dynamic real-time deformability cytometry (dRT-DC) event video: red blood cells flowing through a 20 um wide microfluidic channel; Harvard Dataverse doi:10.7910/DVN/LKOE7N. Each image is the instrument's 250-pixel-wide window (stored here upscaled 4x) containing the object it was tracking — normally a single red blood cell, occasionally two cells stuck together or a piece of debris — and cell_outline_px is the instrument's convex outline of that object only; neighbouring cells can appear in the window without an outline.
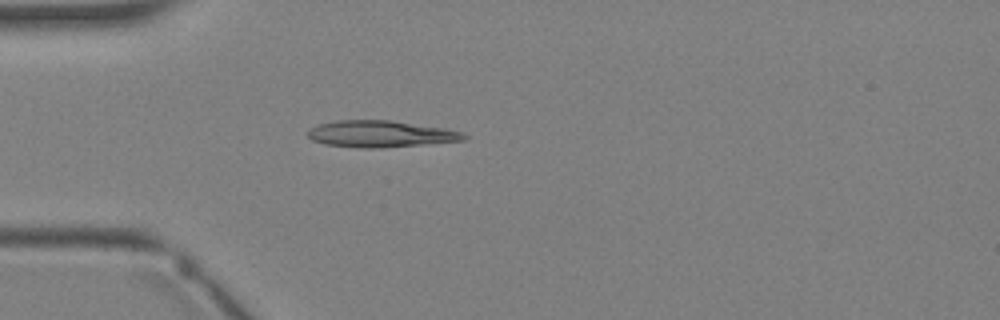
{"species": "Egyptian fruit bat (a non-hibernating species)", "species_latin": "Rousettus aegyptiacus", "temperature_condition": "warm", "stored_images_in_passage": 1, "camera_frame_rate_fps": 3000, "um_per_image_px": 0.085, "animal": {"sex": "female"}, "frame": {"image": 1, "passage_image": 1, "time_ms": 0.0, "image_size_px": [1000, 320], "cell_outline_px": [[468, 136], [464, 140], [376, 148], [364, 148], [324, 144], [312, 140], [308, 136], [308, 132], [312, 128], [320, 124], [336, 120], [388, 120], [444, 128], [464, 132]], "centroid_in_image_um": [32.34, 11.38], "position_along_channel_um": 52.7, "area_um2": 23.81}}